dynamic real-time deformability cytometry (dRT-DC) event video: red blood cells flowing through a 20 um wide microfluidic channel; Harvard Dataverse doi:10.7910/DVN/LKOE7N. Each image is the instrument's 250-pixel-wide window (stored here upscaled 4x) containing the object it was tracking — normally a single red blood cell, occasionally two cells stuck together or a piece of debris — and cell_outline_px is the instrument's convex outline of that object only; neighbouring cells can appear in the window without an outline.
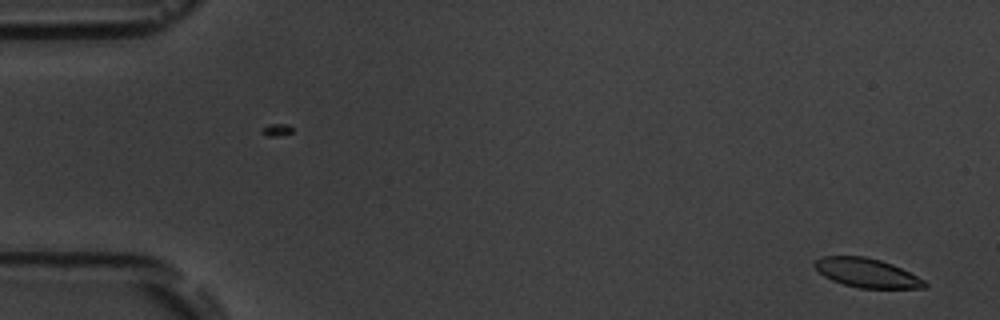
{"species": "common noctule bat (a hibernating species)", "species_latin": "Nyctalus noctula", "temperature_condition": "room temperature", "stored_images_in_passage": 5, "segment_of_instrument_passage": [2, 2], "camera_frame_rate_fps": 3000, "um_per_image_px": 0.085, "animal": {"sex": "male", "body_mass_g": 19.5, "forearm_length_mm": 54.6}, "frame": {"image": 1, "passage_image": 5, "time_ms": 5.333, "image_size_px": [1000, 320], "cell_outline_px": [[928, 284], [924, 288], [860, 288], [844, 284], [832, 280], [824, 276], [812, 264], [820, 256], [864, 256], [880, 260], [892, 264], [924, 280]], "centroid_in_image_um": [73.65, 23.19], "position_along_channel_um": 11.3, "area_um2": 18.44}}